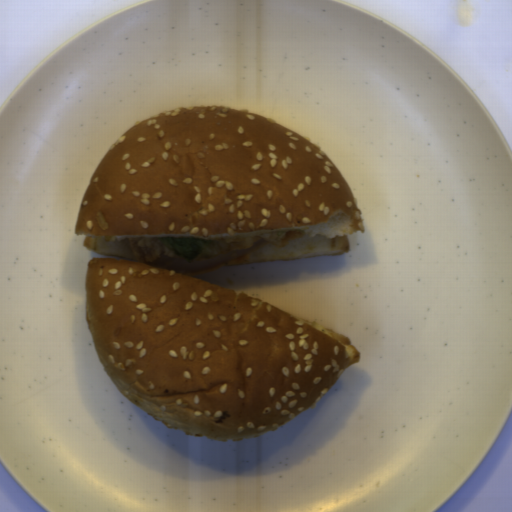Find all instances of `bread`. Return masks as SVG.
<instances>
[{"label":"bread","instance_id":"8d2b1439","mask_svg":"<svg viewBox=\"0 0 512 512\" xmlns=\"http://www.w3.org/2000/svg\"><path fill=\"white\" fill-rule=\"evenodd\" d=\"M301 231L239 264L349 253L365 233L342 173L273 119L225 106L159 112L105 151L75 235L98 357L135 405L173 428L245 439L310 409L359 359L347 334L257 297L136 261L128 238ZM238 265V264H234Z\"/></svg>","mask_w":512,"mask_h":512}]
</instances>
